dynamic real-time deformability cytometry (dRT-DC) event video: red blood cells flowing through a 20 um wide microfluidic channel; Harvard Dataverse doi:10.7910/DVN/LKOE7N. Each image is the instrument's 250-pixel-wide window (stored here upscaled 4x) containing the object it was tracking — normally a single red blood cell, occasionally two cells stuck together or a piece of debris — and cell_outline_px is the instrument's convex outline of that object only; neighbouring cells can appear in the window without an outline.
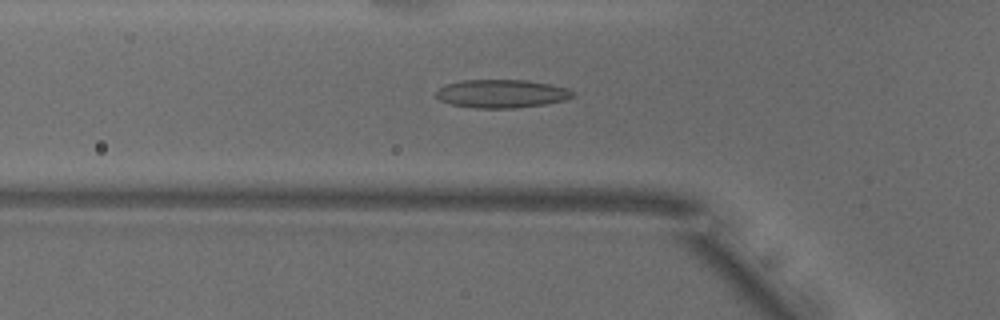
{"species": "common noctule bat (a hibernating species)", "species_latin": "Nyctalus noctula", "temperature_condition": "warm", "stored_images_in_passage": 20, "camera_frame_rate_fps": 3000, "um_per_image_px": 0.085, "animal": {"sex": "male", "body_mass_g": 18.8}, "frame": {"image": 1, "passage_image": 6, "time_ms": 1.667, "image_size_px": [1000, 320], "cell_outline_px": [[572, 96], [564, 100], [544, 104], [516, 108], [476, 108], [448, 104], [440, 100], [436, 96], [436, 92], [440, 88], [448, 84], [464, 80], [524, 80], [552, 84], [568, 88], [572, 92]], "centroid_in_image_um": [42.62, 7.96], "position_along_channel_um": 83.2, "area_um2": 22.37}}
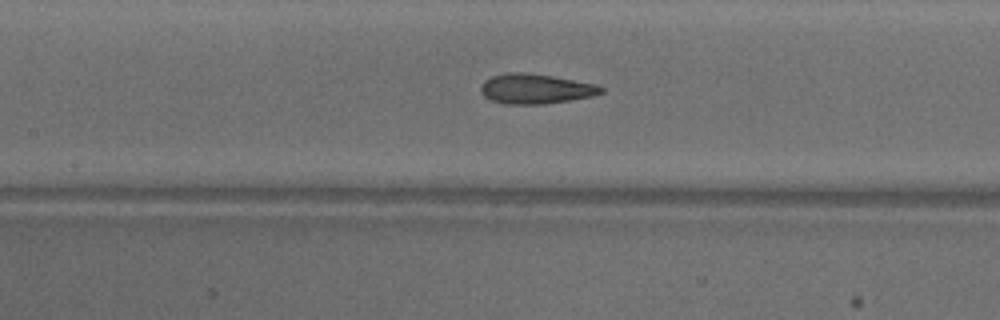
{"frame": {"image": 2, "passage_image": 12, "time_ms": 3.667, "image_size_px": [1000, 320], "cell_outline_px": [[604, 92], [592, 96], [572, 100], [544, 104], [504, 104], [492, 100], [484, 96], [480, 92], [480, 84], [484, 80], [492, 76], [508, 72], [524, 72], [552, 76], [596, 84], [604, 88]], "centroid_in_image_um": [45.51, 7.55], "position_along_channel_um": 161.9, "area_um2": 21.1}}
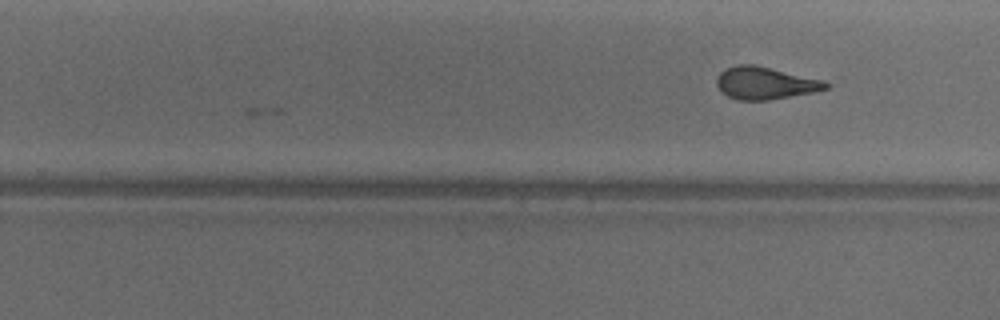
{"frame": {"image": 3, "passage_image": 20, "time_ms": 6.333, "image_size_px": [1000, 320], "cell_outline_px": [[832, 84], [828, 88], [812, 92], [768, 100], [736, 100], [720, 92], [716, 84], [716, 76], [724, 68], [736, 64], [752, 64], [824, 80]], "centroid_in_image_um": [64.99, 7.06], "position_along_channel_um": 264.8, "area_um2": 20.69}}